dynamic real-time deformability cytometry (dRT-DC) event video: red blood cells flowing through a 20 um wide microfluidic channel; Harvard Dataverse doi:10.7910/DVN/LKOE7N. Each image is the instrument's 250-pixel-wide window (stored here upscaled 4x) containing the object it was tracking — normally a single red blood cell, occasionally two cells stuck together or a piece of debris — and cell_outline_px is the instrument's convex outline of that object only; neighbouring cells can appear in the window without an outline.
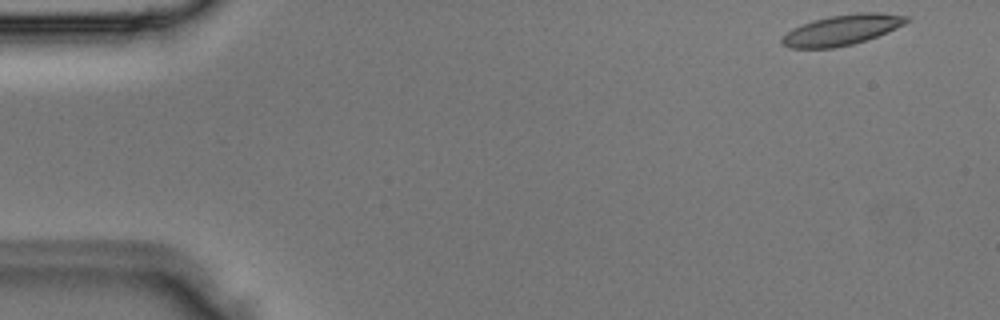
{"species": "Egyptian fruit bat (a non-hibernating species)", "species_latin": "Rousettus aegyptiacus", "temperature_condition": "room temperature", "stored_images_in_passage": 3, "camera_frame_rate_fps": 3000, "um_per_image_px": 0.085, "animal": {"sex": "male"}, "frame": {"image": 1, "passage_image": 1, "time_ms": 0.0, "image_size_px": [1000, 320], "cell_outline_px": [[912, 20], [896, 28], [876, 36], [852, 44], [832, 48], [788, 48], [780, 44], [780, 40], [792, 28], [812, 20], [828, 16], [856, 12], [880, 12], [908, 16]], "centroid_in_image_um": [71.55, 2.53], "position_along_channel_um": 13.4, "area_um2": 22.14}}